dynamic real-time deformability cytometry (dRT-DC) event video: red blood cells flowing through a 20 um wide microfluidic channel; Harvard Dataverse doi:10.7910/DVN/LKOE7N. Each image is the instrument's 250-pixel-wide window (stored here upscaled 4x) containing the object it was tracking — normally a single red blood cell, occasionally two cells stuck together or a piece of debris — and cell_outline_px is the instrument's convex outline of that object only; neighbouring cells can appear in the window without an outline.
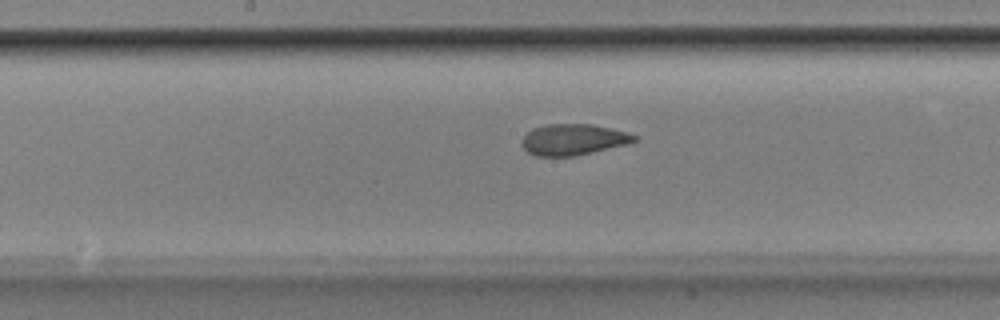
{"species": "Egyptian fruit bat (a non-hibernating species)", "species_latin": "Rousettus aegyptiacus", "temperature_condition": "room temperature", "stored_images_in_passage": 33, "camera_frame_rate_fps": 3000, "um_per_image_px": 0.085, "animal": {"sex": "male"}, "frame": {"image": 1, "passage_image": 11, "time_ms": 3.333, "image_size_px": [1000, 320], "cell_outline_px": [[640, 136], [636, 140], [628, 144], [576, 156], [536, 156], [528, 152], [520, 144], [520, 140], [532, 128], [548, 124], [592, 124], [628, 132]], "centroid_in_image_um": [48.74, 11.86], "position_along_channel_um": 199.5, "area_um2": 20.58}}
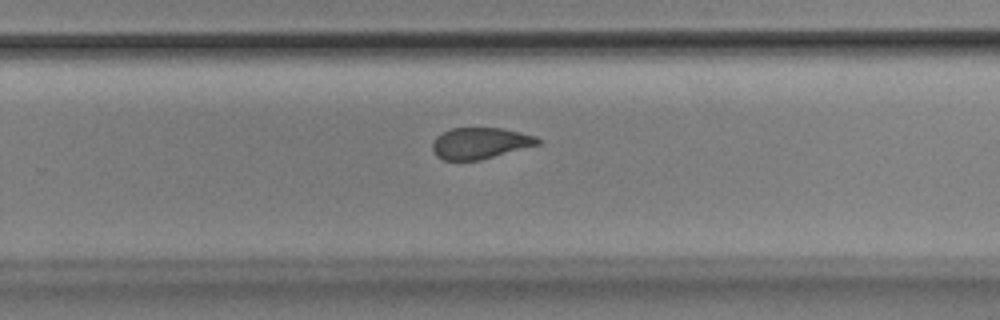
{"frame": {"image": 2, "passage_image": 18, "time_ms": 5.667, "image_size_px": [1000, 320], "cell_outline_px": [[540, 144], [480, 160], [444, 160], [436, 156], [432, 152], [432, 144], [436, 136], [452, 128], [500, 128], [536, 136], [540, 140]], "centroid_in_image_um": [40.78, 12.18], "position_along_channel_um": 289.0, "area_um2": 19.07}}
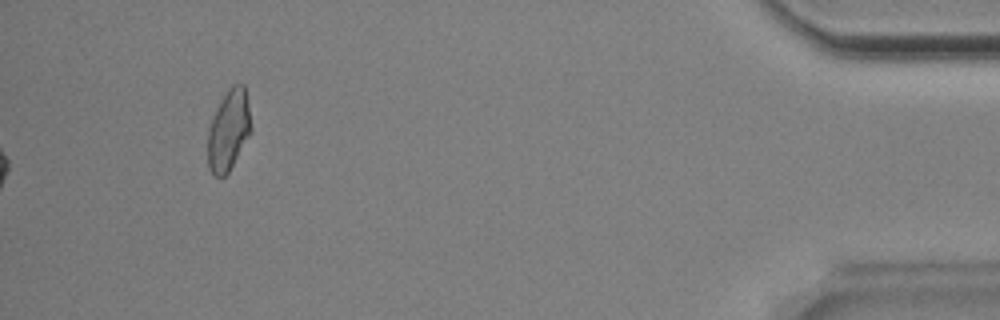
{"frame": {"image": 3, "passage_image": 33, "time_ms": 10.667, "image_size_px": [1000, 320], "cell_outline_px": [[252, 132], [228, 172], [224, 176], [216, 176], [208, 168], [208, 128], [216, 108], [228, 88], [232, 84], [244, 84], [252, 128]], "centroid_in_image_um": [19.43, 11.06], "position_along_channel_um": 415.8, "area_um2": 20.29}, "authors_computed_cell_mechanics": {"area_um2": 20.1144, "velocity_mm_per_s": 3.8627, "shape_relaxation_time_tau1_ms": 7.6842, "shape_relaxation_time_tau2_ms": 2.2284, "deformation_change_tau1": 0.1811, "deformation_change_tau2": 0.0692}}